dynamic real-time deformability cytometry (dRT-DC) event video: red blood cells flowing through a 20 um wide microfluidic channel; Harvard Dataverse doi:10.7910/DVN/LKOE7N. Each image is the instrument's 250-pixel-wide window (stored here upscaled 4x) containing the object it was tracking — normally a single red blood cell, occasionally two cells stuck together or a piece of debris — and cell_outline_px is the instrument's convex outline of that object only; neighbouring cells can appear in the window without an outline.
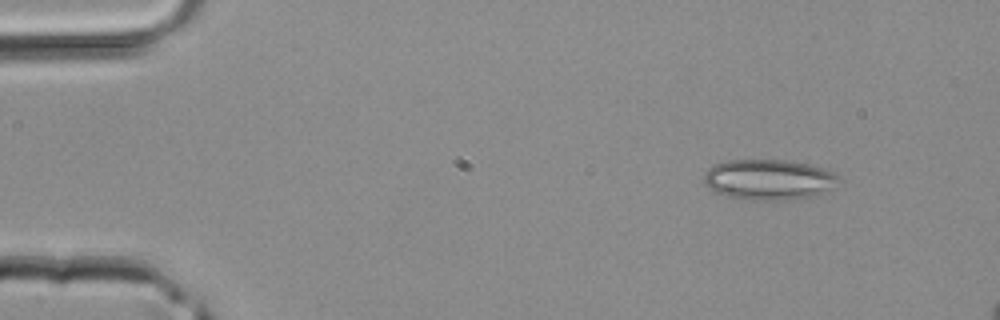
{"species": "common noctule bat (a hibernating species)", "species_latin": "Nyctalus noctula", "temperature_condition": "room temperature", "stored_images_in_passage": 38, "camera_frame_rate_fps": 3000, "um_per_image_px": 0.085, "animal": {"sex": "male", "body_mass_g": 20.4}, "frame": {"image": 1, "passage_image": 1, "time_ms": 0.0, "image_size_px": [1000, 320], "cell_outline_px": [[844, 180], [812, 196], [792, 200], [752, 200], [724, 196], [708, 188], [704, 184], [704, 172], [708, 168], [716, 164], [728, 160], [788, 160], [808, 164], [836, 172]], "centroid_in_image_um": [65.34, 15.26], "position_along_channel_um": 19.7, "area_um2": 32.02}}
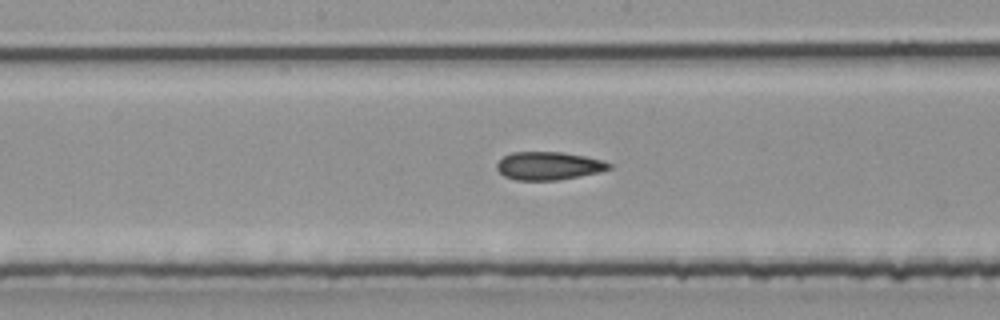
{"frame": {"image": 2, "passage_image": 18, "time_ms": 5.667, "image_size_px": [1000, 320], "cell_outline_px": [[612, 168], [600, 172], [560, 180], [516, 180], [504, 176], [496, 168], [496, 164], [504, 156], [512, 152], [560, 152], [584, 156], [604, 160], [612, 164]], "centroid_in_image_um": [46.66, 14.1], "position_along_channel_um": 201.5, "area_um2": 18.44}}
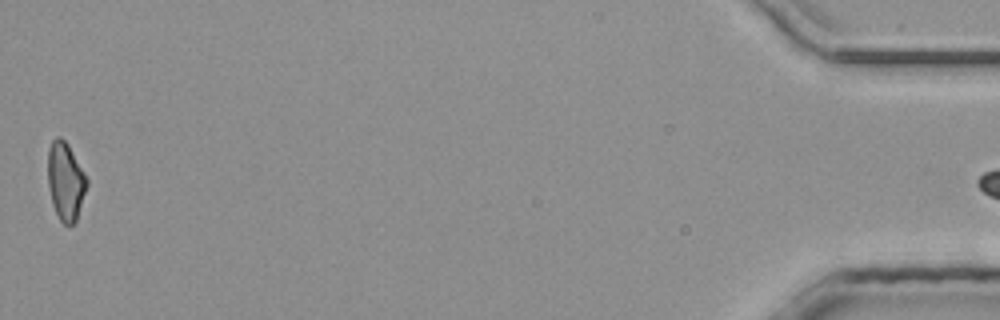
{"frame": {"image": 3, "passage_image": 38, "time_ms": 12.333, "image_size_px": [1000, 320], "cell_outline_px": [[88, 184], [76, 220], [72, 224], [64, 224], [60, 220], [52, 204], [48, 184], [48, 148], [52, 140], [56, 136], [60, 136], [68, 144], [84, 172], [88, 180]], "centroid_in_image_um": [5.56, 15.37], "position_along_channel_um": 429.6, "area_um2": 17.63}}